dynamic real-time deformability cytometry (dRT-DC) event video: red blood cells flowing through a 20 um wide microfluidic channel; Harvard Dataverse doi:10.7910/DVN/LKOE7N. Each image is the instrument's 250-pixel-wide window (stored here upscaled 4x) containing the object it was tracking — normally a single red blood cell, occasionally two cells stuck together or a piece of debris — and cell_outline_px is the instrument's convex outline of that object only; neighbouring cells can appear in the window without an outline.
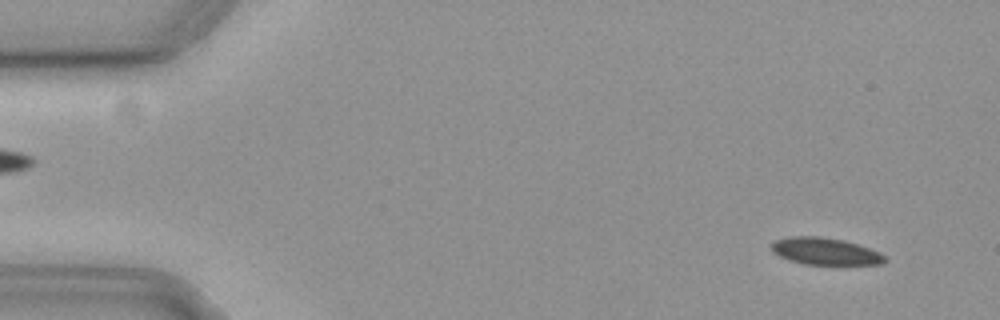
{"species": "common noctule bat (a hibernating species)", "species_latin": "Nyctalus noctula", "temperature_condition": "cold", "stored_images_in_passage": 57, "camera_frame_rate_fps": 3000, "um_per_image_px": 0.085, "animal": {"sex": "female", "body_mass_g": 19.3, "forearm_length_mm": 54.1}, "frame": {"image": 1, "passage_image": 4, "time_ms": 1.0, "image_size_px": [1000, 320], "cell_outline_px": [[888, 260], [880, 264], [804, 264], [788, 260], [772, 252], [772, 244], [776, 240], [792, 236], [820, 236], [844, 240], [880, 252]], "centroid_in_image_um": [70.13, 21.36], "position_along_channel_um": 14.9, "area_um2": 17.69}}
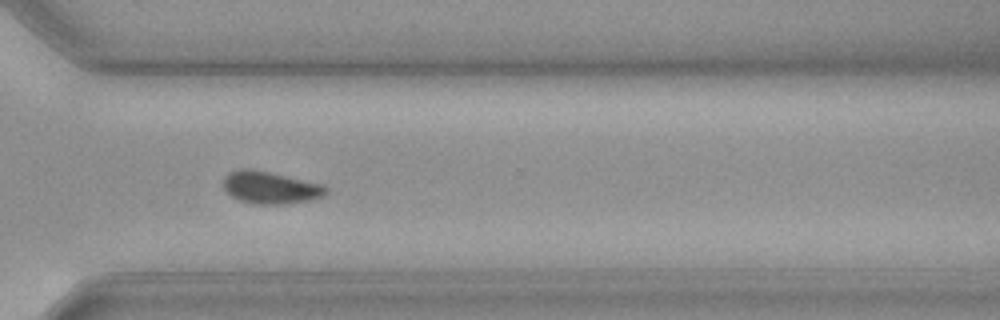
{"frame": {"image": 2, "passage_image": 41, "time_ms": 13.333, "image_size_px": [1000, 320], "cell_outline_px": [[328, 192], [320, 196], [308, 200], [284, 204], [252, 204], [240, 200], [232, 196], [224, 188], [224, 176], [228, 172], [240, 168], [248, 168], [268, 172], [324, 184], [328, 188]], "centroid_in_image_um": [22.96, 15.93], "position_along_channel_um": 347.6, "area_um2": 19.19}}
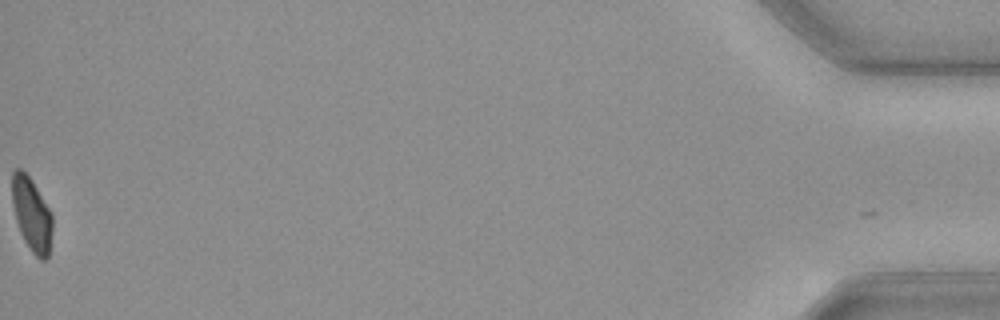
{"frame": {"image": 3, "passage_image": 57, "time_ms": 18.667, "image_size_px": [1000, 320], "cell_outline_px": [[52, 228], [48, 256], [44, 260], [40, 260], [32, 252], [24, 240], [20, 232], [16, 220], [12, 204], [12, 172], [16, 168], [20, 168], [32, 180], [52, 212]], "centroid_in_image_um": [2.69, 18.21], "position_along_channel_um": 432.5, "area_um2": 17.28}, "authors_computed_cell_mechanics": {"area_um2": 19.1896, "velocity_mm_per_s": 3.642, "shape_relaxation_time_tau1_ms": 7.281, "shape_relaxation_time_tau2_ms": null, "deformation_change_tau1": 0.1053, "deformation_change_tau2": null}}